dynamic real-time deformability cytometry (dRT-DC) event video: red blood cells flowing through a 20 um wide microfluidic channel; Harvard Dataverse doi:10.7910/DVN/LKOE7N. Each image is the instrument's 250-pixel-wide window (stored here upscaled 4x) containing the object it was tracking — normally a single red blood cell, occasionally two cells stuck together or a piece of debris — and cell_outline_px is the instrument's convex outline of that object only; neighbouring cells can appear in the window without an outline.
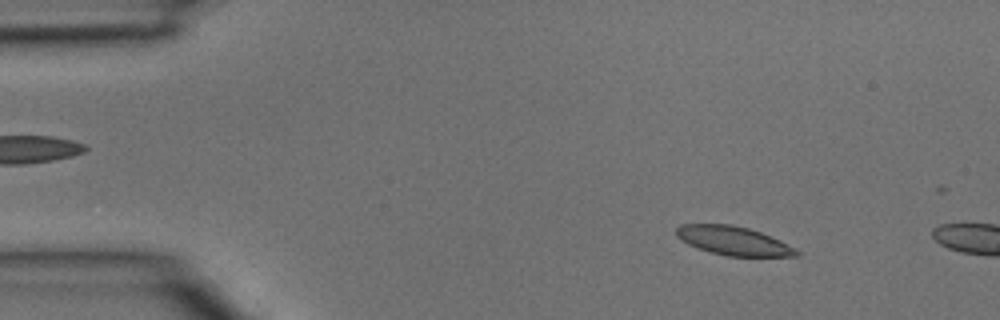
{"species": "common noctule bat (a hibernating species)", "species_latin": "Nyctalus noctula", "temperature_condition": "room temperature", "stored_images_in_passage": 8, "camera_frame_rate_fps": 3000, "um_per_image_px": 0.085, "animal": {"sex": "male", "body_mass_g": 15.6}, "frame": {"image": 1, "passage_image": 5, "time_ms": 1.333, "image_size_px": [1000, 320], "cell_outline_px": [[800, 256], [728, 256], [712, 252], [688, 244], [680, 240], [676, 236], [676, 228], [680, 224], [732, 224], [748, 228], [760, 232], [780, 240], [796, 248], [800, 252]], "centroid_in_image_um": [62.35, 20.46], "position_along_channel_um": 22.7, "area_um2": 20.11}}